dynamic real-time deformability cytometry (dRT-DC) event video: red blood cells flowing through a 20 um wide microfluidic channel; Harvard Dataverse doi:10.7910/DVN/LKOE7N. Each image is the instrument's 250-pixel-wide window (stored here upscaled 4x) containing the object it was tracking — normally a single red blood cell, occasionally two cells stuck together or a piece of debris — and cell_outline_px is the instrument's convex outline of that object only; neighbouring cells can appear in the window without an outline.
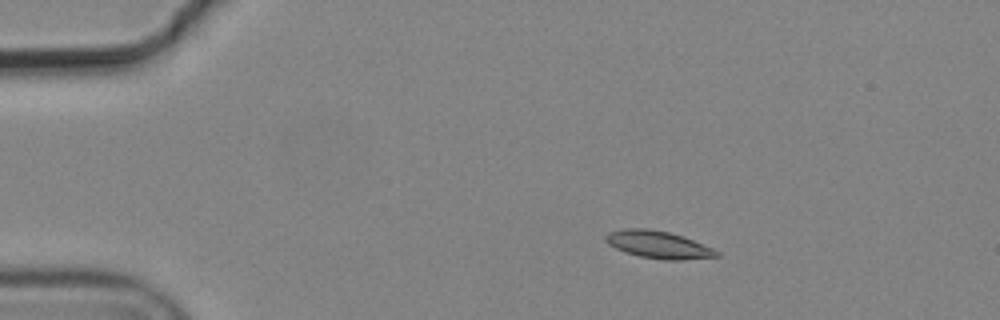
{"species": "common noctule bat (a hibernating species)", "species_latin": "Nyctalus noctula", "temperature_condition": "cold", "stored_images_in_passage": 5, "camera_frame_rate_fps": 3000, "um_per_image_px": 0.085, "animal": {"sex": "male", "body_mass_g": 19.2, "forearm_length_mm": 51.8}, "frame": {"image": 1, "passage_image": 3, "time_ms": 0.667, "image_size_px": [1000, 320], "cell_outline_px": [[720, 256], [684, 260], [664, 260], [640, 256], [624, 252], [608, 244], [604, 240], [604, 236], [608, 232], [624, 228], [648, 228], [668, 232], [684, 236], [712, 248], [720, 252]], "centroid_in_image_um": [55.94, 20.79], "position_along_channel_um": 29.1, "area_um2": 17.86}}